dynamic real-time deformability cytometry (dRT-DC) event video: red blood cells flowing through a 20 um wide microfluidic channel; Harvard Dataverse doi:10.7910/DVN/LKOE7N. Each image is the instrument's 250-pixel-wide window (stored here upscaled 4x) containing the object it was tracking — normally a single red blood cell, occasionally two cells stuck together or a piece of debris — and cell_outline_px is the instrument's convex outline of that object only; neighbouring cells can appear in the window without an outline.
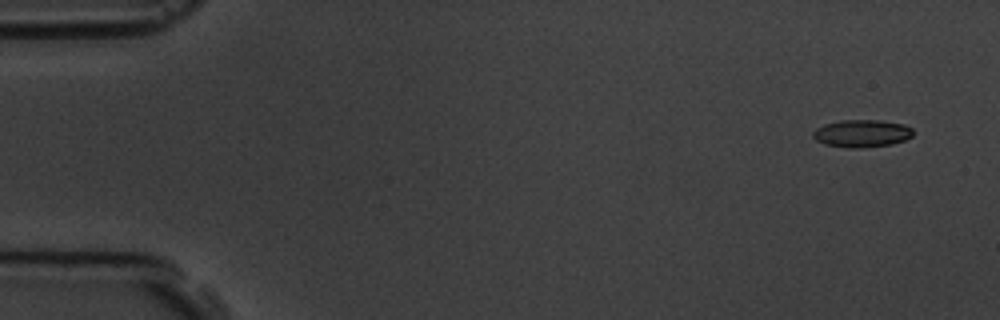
{"species": "common noctule bat (a hibernating species)", "species_latin": "Nyctalus noctula", "temperature_condition": "room temperature", "stored_images_in_passage": 5, "camera_frame_rate_fps": 3000, "um_per_image_px": 0.085, "animal": {"sex": "male", "body_mass_g": 19.5, "forearm_length_mm": 54.6}, "frame": {"image": 1, "passage_image": 1, "time_ms": 0.0, "image_size_px": [1000, 320], "cell_outline_px": [[912, 136], [904, 140], [892, 144], [860, 148], [848, 148], [824, 144], [816, 140], [812, 136], [812, 132], [816, 128], [824, 124], [840, 120], [880, 120], [904, 124], [912, 128]], "centroid_in_image_um": [73.23, 11.34], "position_along_channel_um": 11.8, "area_um2": 16.13}}